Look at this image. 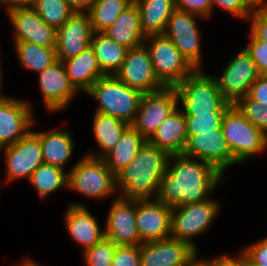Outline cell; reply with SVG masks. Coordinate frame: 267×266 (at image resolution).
<instances>
[{
  "instance_id": "obj_1",
  "label": "cell",
  "mask_w": 267,
  "mask_h": 266,
  "mask_svg": "<svg viewBox=\"0 0 267 266\" xmlns=\"http://www.w3.org/2000/svg\"><path fill=\"white\" fill-rule=\"evenodd\" d=\"M222 179L223 175L209 163L171 154L156 200L172 208L204 202L210 199Z\"/></svg>"
},
{
  "instance_id": "obj_2",
  "label": "cell",
  "mask_w": 267,
  "mask_h": 266,
  "mask_svg": "<svg viewBox=\"0 0 267 266\" xmlns=\"http://www.w3.org/2000/svg\"><path fill=\"white\" fill-rule=\"evenodd\" d=\"M170 154L146 141L126 168L116 175L119 196L132 200L156 199Z\"/></svg>"
},
{
  "instance_id": "obj_3",
  "label": "cell",
  "mask_w": 267,
  "mask_h": 266,
  "mask_svg": "<svg viewBox=\"0 0 267 266\" xmlns=\"http://www.w3.org/2000/svg\"><path fill=\"white\" fill-rule=\"evenodd\" d=\"M98 101L97 113L115 117L132 125L143 93L131 88L115 75L99 78L86 92Z\"/></svg>"
},
{
  "instance_id": "obj_4",
  "label": "cell",
  "mask_w": 267,
  "mask_h": 266,
  "mask_svg": "<svg viewBox=\"0 0 267 266\" xmlns=\"http://www.w3.org/2000/svg\"><path fill=\"white\" fill-rule=\"evenodd\" d=\"M184 114H225L231 106L221 94L214 76L196 69L175 86Z\"/></svg>"
},
{
  "instance_id": "obj_5",
  "label": "cell",
  "mask_w": 267,
  "mask_h": 266,
  "mask_svg": "<svg viewBox=\"0 0 267 266\" xmlns=\"http://www.w3.org/2000/svg\"><path fill=\"white\" fill-rule=\"evenodd\" d=\"M221 127L238 164L267 151V135L247 120L235 105L225 111Z\"/></svg>"
},
{
  "instance_id": "obj_6",
  "label": "cell",
  "mask_w": 267,
  "mask_h": 266,
  "mask_svg": "<svg viewBox=\"0 0 267 266\" xmlns=\"http://www.w3.org/2000/svg\"><path fill=\"white\" fill-rule=\"evenodd\" d=\"M70 171V172H69ZM68 171L67 189L92 199L118 197L116 176L102 158L85 155ZM117 194V195H116Z\"/></svg>"
},
{
  "instance_id": "obj_7",
  "label": "cell",
  "mask_w": 267,
  "mask_h": 266,
  "mask_svg": "<svg viewBox=\"0 0 267 266\" xmlns=\"http://www.w3.org/2000/svg\"><path fill=\"white\" fill-rule=\"evenodd\" d=\"M143 44L149 51L156 77L165 87H175L196 70L163 34L148 35Z\"/></svg>"
},
{
  "instance_id": "obj_8",
  "label": "cell",
  "mask_w": 267,
  "mask_h": 266,
  "mask_svg": "<svg viewBox=\"0 0 267 266\" xmlns=\"http://www.w3.org/2000/svg\"><path fill=\"white\" fill-rule=\"evenodd\" d=\"M220 207V202L210 197L204 202L172 208L171 237L185 241L199 251L193 239L209 230Z\"/></svg>"
},
{
  "instance_id": "obj_9",
  "label": "cell",
  "mask_w": 267,
  "mask_h": 266,
  "mask_svg": "<svg viewBox=\"0 0 267 266\" xmlns=\"http://www.w3.org/2000/svg\"><path fill=\"white\" fill-rule=\"evenodd\" d=\"M222 71L220 77L214 78L221 94L230 105H235L248 95L251 85L260 76L254 60L245 47Z\"/></svg>"
},
{
  "instance_id": "obj_10",
  "label": "cell",
  "mask_w": 267,
  "mask_h": 266,
  "mask_svg": "<svg viewBox=\"0 0 267 266\" xmlns=\"http://www.w3.org/2000/svg\"><path fill=\"white\" fill-rule=\"evenodd\" d=\"M175 87H164L142 95L135 120L131 125L146 140L179 105Z\"/></svg>"
},
{
  "instance_id": "obj_11",
  "label": "cell",
  "mask_w": 267,
  "mask_h": 266,
  "mask_svg": "<svg viewBox=\"0 0 267 266\" xmlns=\"http://www.w3.org/2000/svg\"><path fill=\"white\" fill-rule=\"evenodd\" d=\"M0 151H4L7 182L20 178L29 180L31 174L43 163L40 138L34 130H30L16 143L3 147Z\"/></svg>"
},
{
  "instance_id": "obj_12",
  "label": "cell",
  "mask_w": 267,
  "mask_h": 266,
  "mask_svg": "<svg viewBox=\"0 0 267 266\" xmlns=\"http://www.w3.org/2000/svg\"><path fill=\"white\" fill-rule=\"evenodd\" d=\"M195 14L175 9L167 21L164 36L169 38L187 61L201 69V31L197 26Z\"/></svg>"
},
{
  "instance_id": "obj_13",
  "label": "cell",
  "mask_w": 267,
  "mask_h": 266,
  "mask_svg": "<svg viewBox=\"0 0 267 266\" xmlns=\"http://www.w3.org/2000/svg\"><path fill=\"white\" fill-rule=\"evenodd\" d=\"M187 136L183 155L209 163L222 175L229 166L238 164L227 145L222 128Z\"/></svg>"
},
{
  "instance_id": "obj_14",
  "label": "cell",
  "mask_w": 267,
  "mask_h": 266,
  "mask_svg": "<svg viewBox=\"0 0 267 266\" xmlns=\"http://www.w3.org/2000/svg\"><path fill=\"white\" fill-rule=\"evenodd\" d=\"M115 76L143 94L165 87L154 73L149 51L144 44L128 50L122 66Z\"/></svg>"
},
{
  "instance_id": "obj_15",
  "label": "cell",
  "mask_w": 267,
  "mask_h": 266,
  "mask_svg": "<svg viewBox=\"0 0 267 266\" xmlns=\"http://www.w3.org/2000/svg\"><path fill=\"white\" fill-rule=\"evenodd\" d=\"M105 224V237L111 239L116 245L140 246L142 244L136 225V200L115 197Z\"/></svg>"
},
{
  "instance_id": "obj_16",
  "label": "cell",
  "mask_w": 267,
  "mask_h": 266,
  "mask_svg": "<svg viewBox=\"0 0 267 266\" xmlns=\"http://www.w3.org/2000/svg\"><path fill=\"white\" fill-rule=\"evenodd\" d=\"M6 11L14 27L13 41L56 47L57 30L48 25L32 7H15Z\"/></svg>"
},
{
  "instance_id": "obj_17",
  "label": "cell",
  "mask_w": 267,
  "mask_h": 266,
  "mask_svg": "<svg viewBox=\"0 0 267 266\" xmlns=\"http://www.w3.org/2000/svg\"><path fill=\"white\" fill-rule=\"evenodd\" d=\"M172 207L157 201L136 200V225L142 243L171 237Z\"/></svg>"
},
{
  "instance_id": "obj_18",
  "label": "cell",
  "mask_w": 267,
  "mask_h": 266,
  "mask_svg": "<svg viewBox=\"0 0 267 266\" xmlns=\"http://www.w3.org/2000/svg\"><path fill=\"white\" fill-rule=\"evenodd\" d=\"M39 90L48 112L65 109L79 92L68 79L62 61H55L50 67L38 73Z\"/></svg>"
},
{
  "instance_id": "obj_19",
  "label": "cell",
  "mask_w": 267,
  "mask_h": 266,
  "mask_svg": "<svg viewBox=\"0 0 267 266\" xmlns=\"http://www.w3.org/2000/svg\"><path fill=\"white\" fill-rule=\"evenodd\" d=\"M33 111L26 100L8 97L0 103V149L13 145L32 129Z\"/></svg>"
},
{
  "instance_id": "obj_20",
  "label": "cell",
  "mask_w": 267,
  "mask_h": 266,
  "mask_svg": "<svg viewBox=\"0 0 267 266\" xmlns=\"http://www.w3.org/2000/svg\"><path fill=\"white\" fill-rule=\"evenodd\" d=\"M93 30L88 13L75 12L56 33V58L64 61L91 45Z\"/></svg>"
},
{
  "instance_id": "obj_21",
  "label": "cell",
  "mask_w": 267,
  "mask_h": 266,
  "mask_svg": "<svg viewBox=\"0 0 267 266\" xmlns=\"http://www.w3.org/2000/svg\"><path fill=\"white\" fill-rule=\"evenodd\" d=\"M198 251L189 243L172 237L140 245L141 266H187Z\"/></svg>"
},
{
  "instance_id": "obj_22",
  "label": "cell",
  "mask_w": 267,
  "mask_h": 266,
  "mask_svg": "<svg viewBox=\"0 0 267 266\" xmlns=\"http://www.w3.org/2000/svg\"><path fill=\"white\" fill-rule=\"evenodd\" d=\"M66 210L64 223L69 237L81 245L82 253L105 237V229H101L97 219L82 203H72Z\"/></svg>"
},
{
  "instance_id": "obj_23",
  "label": "cell",
  "mask_w": 267,
  "mask_h": 266,
  "mask_svg": "<svg viewBox=\"0 0 267 266\" xmlns=\"http://www.w3.org/2000/svg\"><path fill=\"white\" fill-rule=\"evenodd\" d=\"M187 139L186 117L182 109L177 106L147 141L171 155L182 154Z\"/></svg>"
},
{
  "instance_id": "obj_24",
  "label": "cell",
  "mask_w": 267,
  "mask_h": 266,
  "mask_svg": "<svg viewBox=\"0 0 267 266\" xmlns=\"http://www.w3.org/2000/svg\"><path fill=\"white\" fill-rule=\"evenodd\" d=\"M63 64L68 79L79 93H86L99 78L105 76L91 46L77 56L64 60Z\"/></svg>"
},
{
  "instance_id": "obj_25",
  "label": "cell",
  "mask_w": 267,
  "mask_h": 266,
  "mask_svg": "<svg viewBox=\"0 0 267 266\" xmlns=\"http://www.w3.org/2000/svg\"><path fill=\"white\" fill-rule=\"evenodd\" d=\"M103 33L128 49L143 45L146 36L142 32L139 10L134 2Z\"/></svg>"
},
{
  "instance_id": "obj_26",
  "label": "cell",
  "mask_w": 267,
  "mask_h": 266,
  "mask_svg": "<svg viewBox=\"0 0 267 266\" xmlns=\"http://www.w3.org/2000/svg\"><path fill=\"white\" fill-rule=\"evenodd\" d=\"M40 138L43 163H47L63 170L72 157L75 145L69 131L52 129L48 131H34Z\"/></svg>"
},
{
  "instance_id": "obj_27",
  "label": "cell",
  "mask_w": 267,
  "mask_h": 266,
  "mask_svg": "<svg viewBox=\"0 0 267 266\" xmlns=\"http://www.w3.org/2000/svg\"><path fill=\"white\" fill-rule=\"evenodd\" d=\"M140 14L145 36L163 34L167 21L176 9L175 0H133Z\"/></svg>"
},
{
  "instance_id": "obj_28",
  "label": "cell",
  "mask_w": 267,
  "mask_h": 266,
  "mask_svg": "<svg viewBox=\"0 0 267 266\" xmlns=\"http://www.w3.org/2000/svg\"><path fill=\"white\" fill-rule=\"evenodd\" d=\"M93 136L100 150L97 153L86 154L93 158H103L120 141L122 134L130 126L115 117L94 112L93 115Z\"/></svg>"
},
{
  "instance_id": "obj_29",
  "label": "cell",
  "mask_w": 267,
  "mask_h": 266,
  "mask_svg": "<svg viewBox=\"0 0 267 266\" xmlns=\"http://www.w3.org/2000/svg\"><path fill=\"white\" fill-rule=\"evenodd\" d=\"M90 46L104 75H115L120 70L129 50L103 32H93Z\"/></svg>"
},
{
  "instance_id": "obj_30",
  "label": "cell",
  "mask_w": 267,
  "mask_h": 266,
  "mask_svg": "<svg viewBox=\"0 0 267 266\" xmlns=\"http://www.w3.org/2000/svg\"><path fill=\"white\" fill-rule=\"evenodd\" d=\"M146 141L147 140L137 130L129 126L122 134L117 145L102 159L116 176L127 167Z\"/></svg>"
},
{
  "instance_id": "obj_31",
  "label": "cell",
  "mask_w": 267,
  "mask_h": 266,
  "mask_svg": "<svg viewBox=\"0 0 267 266\" xmlns=\"http://www.w3.org/2000/svg\"><path fill=\"white\" fill-rule=\"evenodd\" d=\"M13 42L19 64L24 69L39 73L57 61L56 47H44L26 41Z\"/></svg>"
},
{
  "instance_id": "obj_32",
  "label": "cell",
  "mask_w": 267,
  "mask_h": 266,
  "mask_svg": "<svg viewBox=\"0 0 267 266\" xmlns=\"http://www.w3.org/2000/svg\"><path fill=\"white\" fill-rule=\"evenodd\" d=\"M28 181L37 191L39 198L44 200L49 194L55 193L59 189H67L68 172L59 167L42 163L31 174Z\"/></svg>"
},
{
  "instance_id": "obj_33",
  "label": "cell",
  "mask_w": 267,
  "mask_h": 266,
  "mask_svg": "<svg viewBox=\"0 0 267 266\" xmlns=\"http://www.w3.org/2000/svg\"><path fill=\"white\" fill-rule=\"evenodd\" d=\"M133 0H96L87 12L93 32L105 31Z\"/></svg>"
},
{
  "instance_id": "obj_34",
  "label": "cell",
  "mask_w": 267,
  "mask_h": 266,
  "mask_svg": "<svg viewBox=\"0 0 267 266\" xmlns=\"http://www.w3.org/2000/svg\"><path fill=\"white\" fill-rule=\"evenodd\" d=\"M32 8L56 30L75 13L65 0H36Z\"/></svg>"
},
{
  "instance_id": "obj_35",
  "label": "cell",
  "mask_w": 267,
  "mask_h": 266,
  "mask_svg": "<svg viewBox=\"0 0 267 266\" xmlns=\"http://www.w3.org/2000/svg\"><path fill=\"white\" fill-rule=\"evenodd\" d=\"M116 247L117 245L111 239L102 238L82 253L86 266H112Z\"/></svg>"
},
{
  "instance_id": "obj_36",
  "label": "cell",
  "mask_w": 267,
  "mask_h": 266,
  "mask_svg": "<svg viewBox=\"0 0 267 266\" xmlns=\"http://www.w3.org/2000/svg\"><path fill=\"white\" fill-rule=\"evenodd\" d=\"M235 106L247 120L267 135V105L256 102L246 95Z\"/></svg>"
},
{
  "instance_id": "obj_37",
  "label": "cell",
  "mask_w": 267,
  "mask_h": 266,
  "mask_svg": "<svg viewBox=\"0 0 267 266\" xmlns=\"http://www.w3.org/2000/svg\"><path fill=\"white\" fill-rule=\"evenodd\" d=\"M224 114H185L187 135H197L198 132H213L222 128Z\"/></svg>"
},
{
  "instance_id": "obj_38",
  "label": "cell",
  "mask_w": 267,
  "mask_h": 266,
  "mask_svg": "<svg viewBox=\"0 0 267 266\" xmlns=\"http://www.w3.org/2000/svg\"><path fill=\"white\" fill-rule=\"evenodd\" d=\"M250 43L245 46L254 60L260 75L267 76V42L258 39L250 31Z\"/></svg>"
},
{
  "instance_id": "obj_39",
  "label": "cell",
  "mask_w": 267,
  "mask_h": 266,
  "mask_svg": "<svg viewBox=\"0 0 267 266\" xmlns=\"http://www.w3.org/2000/svg\"><path fill=\"white\" fill-rule=\"evenodd\" d=\"M112 266H141L140 246L117 245Z\"/></svg>"
},
{
  "instance_id": "obj_40",
  "label": "cell",
  "mask_w": 267,
  "mask_h": 266,
  "mask_svg": "<svg viewBox=\"0 0 267 266\" xmlns=\"http://www.w3.org/2000/svg\"><path fill=\"white\" fill-rule=\"evenodd\" d=\"M176 9L210 19L212 15V0H175Z\"/></svg>"
},
{
  "instance_id": "obj_41",
  "label": "cell",
  "mask_w": 267,
  "mask_h": 266,
  "mask_svg": "<svg viewBox=\"0 0 267 266\" xmlns=\"http://www.w3.org/2000/svg\"><path fill=\"white\" fill-rule=\"evenodd\" d=\"M219 7L232 16L248 21L252 10L244 3L243 0H212V11L215 7Z\"/></svg>"
},
{
  "instance_id": "obj_42",
  "label": "cell",
  "mask_w": 267,
  "mask_h": 266,
  "mask_svg": "<svg viewBox=\"0 0 267 266\" xmlns=\"http://www.w3.org/2000/svg\"><path fill=\"white\" fill-rule=\"evenodd\" d=\"M249 21H251V32L258 39L267 42V8L252 10Z\"/></svg>"
},
{
  "instance_id": "obj_43",
  "label": "cell",
  "mask_w": 267,
  "mask_h": 266,
  "mask_svg": "<svg viewBox=\"0 0 267 266\" xmlns=\"http://www.w3.org/2000/svg\"><path fill=\"white\" fill-rule=\"evenodd\" d=\"M242 252L257 266H267V236L248 245Z\"/></svg>"
},
{
  "instance_id": "obj_44",
  "label": "cell",
  "mask_w": 267,
  "mask_h": 266,
  "mask_svg": "<svg viewBox=\"0 0 267 266\" xmlns=\"http://www.w3.org/2000/svg\"><path fill=\"white\" fill-rule=\"evenodd\" d=\"M248 96L256 102L267 105V76H259L251 85Z\"/></svg>"
},
{
  "instance_id": "obj_45",
  "label": "cell",
  "mask_w": 267,
  "mask_h": 266,
  "mask_svg": "<svg viewBox=\"0 0 267 266\" xmlns=\"http://www.w3.org/2000/svg\"><path fill=\"white\" fill-rule=\"evenodd\" d=\"M238 255L233 257L223 254L220 257H213V266H240V253H238Z\"/></svg>"
},
{
  "instance_id": "obj_46",
  "label": "cell",
  "mask_w": 267,
  "mask_h": 266,
  "mask_svg": "<svg viewBox=\"0 0 267 266\" xmlns=\"http://www.w3.org/2000/svg\"><path fill=\"white\" fill-rule=\"evenodd\" d=\"M68 5L79 13H87L96 0H65Z\"/></svg>"
},
{
  "instance_id": "obj_47",
  "label": "cell",
  "mask_w": 267,
  "mask_h": 266,
  "mask_svg": "<svg viewBox=\"0 0 267 266\" xmlns=\"http://www.w3.org/2000/svg\"><path fill=\"white\" fill-rule=\"evenodd\" d=\"M35 2L36 0H0V4L7 5V10L15 7H32Z\"/></svg>"
},
{
  "instance_id": "obj_48",
  "label": "cell",
  "mask_w": 267,
  "mask_h": 266,
  "mask_svg": "<svg viewBox=\"0 0 267 266\" xmlns=\"http://www.w3.org/2000/svg\"><path fill=\"white\" fill-rule=\"evenodd\" d=\"M199 252H197L187 263V266H213V258L212 259H202V257L199 259L198 257Z\"/></svg>"
},
{
  "instance_id": "obj_49",
  "label": "cell",
  "mask_w": 267,
  "mask_h": 266,
  "mask_svg": "<svg viewBox=\"0 0 267 266\" xmlns=\"http://www.w3.org/2000/svg\"><path fill=\"white\" fill-rule=\"evenodd\" d=\"M243 1L251 10L267 8V0H243Z\"/></svg>"
},
{
  "instance_id": "obj_50",
  "label": "cell",
  "mask_w": 267,
  "mask_h": 266,
  "mask_svg": "<svg viewBox=\"0 0 267 266\" xmlns=\"http://www.w3.org/2000/svg\"><path fill=\"white\" fill-rule=\"evenodd\" d=\"M240 266H257L243 252H240Z\"/></svg>"
},
{
  "instance_id": "obj_51",
  "label": "cell",
  "mask_w": 267,
  "mask_h": 266,
  "mask_svg": "<svg viewBox=\"0 0 267 266\" xmlns=\"http://www.w3.org/2000/svg\"><path fill=\"white\" fill-rule=\"evenodd\" d=\"M18 266H42V265H39V263H36L34 260L26 258V260L24 259L23 262L19 263Z\"/></svg>"
},
{
  "instance_id": "obj_52",
  "label": "cell",
  "mask_w": 267,
  "mask_h": 266,
  "mask_svg": "<svg viewBox=\"0 0 267 266\" xmlns=\"http://www.w3.org/2000/svg\"><path fill=\"white\" fill-rule=\"evenodd\" d=\"M2 82H3V75H2V69H1V63H0V103L2 102V101H5L7 98H8V96L6 95H4L3 93H1V89H2Z\"/></svg>"
}]
</instances>
